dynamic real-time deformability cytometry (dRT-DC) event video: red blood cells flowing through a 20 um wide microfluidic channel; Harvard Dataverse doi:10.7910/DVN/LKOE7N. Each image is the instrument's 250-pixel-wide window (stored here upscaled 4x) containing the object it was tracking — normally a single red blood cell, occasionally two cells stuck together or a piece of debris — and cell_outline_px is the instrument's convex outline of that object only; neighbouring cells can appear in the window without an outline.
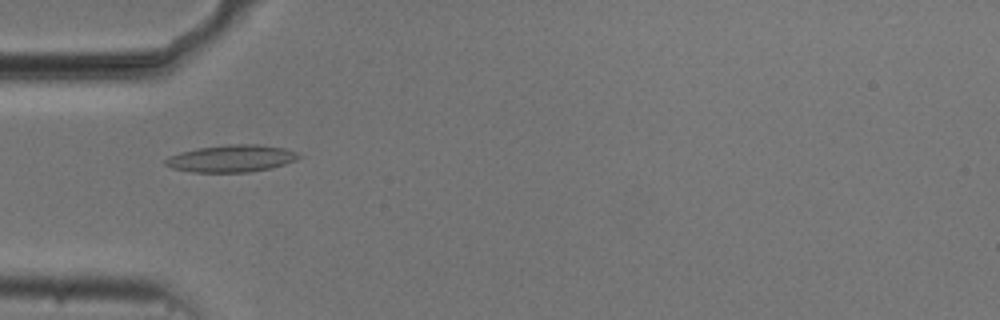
{"species": "common noctule bat (a hibernating species)", "species_latin": "Nyctalus noctula", "temperature_condition": "cold", "stored_images_in_passage": 43, "camera_frame_rate_fps": 3000, "um_per_image_px": 0.085, "animal": {"sex": "male", "body_mass_g": 20.5, "forearm_length_mm": 52.5}, "frame": {"image": 1, "passage_image": 6, "time_ms": 1.667, "image_size_px": [1000, 320], "cell_outline_px": [[304, 156], [296, 160], [284, 164], [268, 168], [248, 172], [192, 172], [172, 168], [164, 164], [164, 160], [168, 156], [180, 152], [196, 148], [232, 144], [260, 144], [284, 148], [296, 152]], "centroid_in_image_um": [19.66, 13.46], "position_along_channel_um": 65.3, "area_um2": 21.1}}
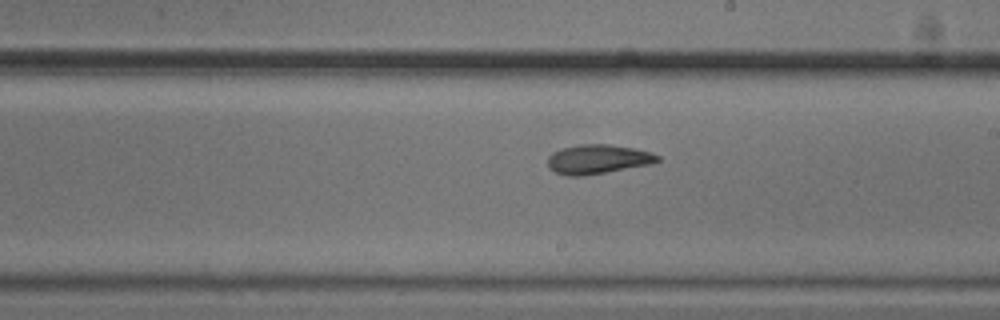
{"frame": {"image": 2, "passage_image": 20, "time_ms": 6.333, "image_size_px": [1000, 320], "cell_outline_px": [[660, 160], [652, 164], [580, 176], [568, 176], [556, 172], [548, 164], [548, 156], [552, 152], [560, 148], [580, 144], [608, 144], [632, 148], [652, 152], [660, 156]], "centroid_in_image_um": [50.82, 13.52], "position_along_channel_um": 238.2, "area_um2": 18.61}}
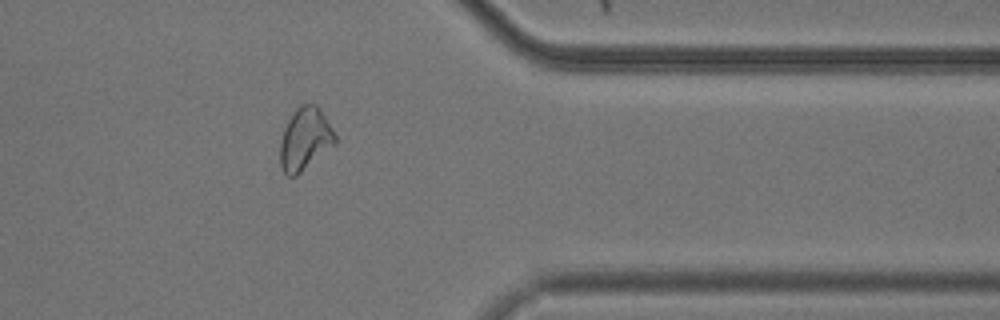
{"frame": {"image": 3, "passage_image": 33, "time_ms": 10.667, "image_size_px": [1000, 320], "cell_outline_px": [[336, 144], [296, 176], [288, 176], [284, 172], [280, 164], [280, 140], [284, 128], [292, 112], [300, 104], [316, 104], [320, 108], [332, 128], [336, 136]], "centroid_in_image_um": [25.92, 11.81], "position_along_channel_um": 385.5, "area_um2": 20.11}, "authors_computed_cell_mechanics": {"area_um2": 19.3052, "velocity_mm_per_s": 3.7023, "shape_relaxation_time_tau1_ms": null, "shape_relaxation_time_tau2_ms": 2.8299, "deformation_change_tau1": null, "deformation_change_tau2": 0.0852}}